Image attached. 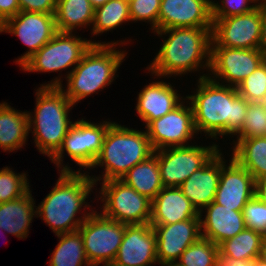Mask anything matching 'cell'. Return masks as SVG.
<instances>
[{
    "label": "cell",
    "mask_w": 266,
    "mask_h": 266,
    "mask_svg": "<svg viewBox=\"0 0 266 266\" xmlns=\"http://www.w3.org/2000/svg\"><path fill=\"white\" fill-rule=\"evenodd\" d=\"M199 218L201 237L217 245L246 228L243 211H235V208H227L214 201L199 212Z\"/></svg>",
    "instance_id": "21"
},
{
    "label": "cell",
    "mask_w": 266,
    "mask_h": 266,
    "mask_svg": "<svg viewBox=\"0 0 266 266\" xmlns=\"http://www.w3.org/2000/svg\"><path fill=\"white\" fill-rule=\"evenodd\" d=\"M26 173H17L10 166L0 168V203L20 198L30 190Z\"/></svg>",
    "instance_id": "33"
},
{
    "label": "cell",
    "mask_w": 266,
    "mask_h": 266,
    "mask_svg": "<svg viewBox=\"0 0 266 266\" xmlns=\"http://www.w3.org/2000/svg\"><path fill=\"white\" fill-rule=\"evenodd\" d=\"M192 94L186 95L198 134L215 141L234 137L241 131L249 102L236 87L220 84L209 77L196 80ZM220 138H219V137Z\"/></svg>",
    "instance_id": "1"
},
{
    "label": "cell",
    "mask_w": 266,
    "mask_h": 266,
    "mask_svg": "<svg viewBox=\"0 0 266 266\" xmlns=\"http://www.w3.org/2000/svg\"><path fill=\"white\" fill-rule=\"evenodd\" d=\"M151 226L156 235L158 265L176 263L181 254L201 237L199 217Z\"/></svg>",
    "instance_id": "17"
},
{
    "label": "cell",
    "mask_w": 266,
    "mask_h": 266,
    "mask_svg": "<svg viewBox=\"0 0 266 266\" xmlns=\"http://www.w3.org/2000/svg\"><path fill=\"white\" fill-rule=\"evenodd\" d=\"M126 224L94 211L85 219L78 231L82 235L84 250L91 266H100L115 260L125 233Z\"/></svg>",
    "instance_id": "11"
},
{
    "label": "cell",
    "mask_w": 266,
    "mask_h": 266,
    "mask_svg": "<svg viewBox=\"0 0 266 266\" xmlns=\"http://www.w3.org/2000/svg\"><path fill=\"white\" fill-rule=\"evenodd\" d=\"M261 8V40L260 49L266 54V0L259 3Z\"/></svg>",
    "instance_id": "42"
},
{
    "label": "cell",
    "mask_w": 266,
    "mask_h": 266,
    "mask_svg": "<svg viewBox=\"0 0 266 266\" xmlns=\"http://www.w3.org/2000/svg\"><path fill=\"white\" fill-rule=\"evenodd\" d=\"M131 22L129 3L126 0H109L106 4L94 9V20L91 26V37L113 32L123 24Z\"/></svg>",
    "instance_id": "30"
},
{
    "label": "cell",
    "mask_w": 266,
    "mask_h": 266,
    "mask_svg": "<svg viewBox=\"0 0 266 266\" xmlns=\"http://www.w3.org/2000/svg\"><path fill=\"white\" fill-rule=\"evenodd\" d=\"M32 190L20 198L0 203V228L5 234H11L18 239L29 236L31 223L36 215V199Z\"/></svg>",
    "instance_id": "24"
},
{
    "label": "cell",
    "mask_w": 266,
    "mask_h": 266,
    "mask_svg": "<svg viewBox=\"0 0 266 266\" xmlns=\"http://www.w3.org/2000/svg\"><path fill=\"white\" fill-rule=\"evenodd\" d=\"M248 102L266 103V60L236 87Z\"/></svg>",
    "instance_id": "34"
},
{
    "label": "cell",
    "mask_w": 266,
    "mask_h": 266,
    "mask_svg": "<svg viewBox=\"0 0 266 266\" xmlns=\"http://www.w3.org/2000/svg\"><path fill=\"white\" fill-rule=\"evenodd\" d=\"M20 12L18 0H0V27L11 17Z\"/></svg>",
    "instance_id": "40"
},
{
    "label": "cell",
    "mask_w": 266,
    "mask_h": 266,
    "mask_svg": "<svg viewBox=\"0 0 266 266\" xmlns=\"http://www.w3.org/2000/svg\"><path fill=\"white\" fill-rule=\"evenodd\" d=\"M120 47L118 44H93L68 75L66 84L60 85L75 107L81 100L108 88L119 77L117 71L128 54L127 49Z\"/></svg>",
    "instance_id": "5"
},
{
    "label": "cell",
    "mask_w": 266,
    "mask_h": 266,
    "mask_svg": "<svg viewBox=\"0 0 266 266\" xmlns=\"http://www.w3.org/2000/svg\"><path fill=\"white\" fill-rule=\"evenodd\" d=\"M222 152L220 180L214 202L243 211L245 204L254 196L255 180L232 157L226 160Z\"/></svg>",
    "instance_id": "16"
},
{
    "label": "cell",
    "mask_w": 266,
    "mask_h": 266,
    "mask_svg": "<svg viewBox=\"0 0 266 266\" xmlns=\"http://www.w3.org/2000/svg\"><path fill=\"white\" fill-rule=\"evenodd\" d=\"M218 245L211 240L200 237L191 244L180 256V266H215Z\"/></svg>",
    "instance_id": "32"
},
{
    "label": "cell",
    "mask_w": 266,
    "mask_h": 266,
    "mask_svg": "<svg viewBox=\"0 0 266 266\" xmlns=\"http://www.w3.org/2000/svg\"><path fill=\"white\" fill-rule=\"evenodd\" d=\"M212 20L211 47L260 49V6L245 14Z\"/></svg>",
    "instance_id": "15"
},
{
    "label": "cell",
    "mask_w": 266,
    "mask_h": 266,
    "mask_svg": "<svg viewBox=\"0 0 266 266\" xmlns=\"http://www.w3.org/2000/svg\"><path fill=\"white\" fill-rule=\"evenodd\" d=\"M103 266H125V265H120L114 261H111V262H108V263H105V264H102Z\"/></svg>",
    "instance_id": "46"
},
{
    "label": "cell",
    "mask_w": 266,
    "mask_h": 266,
    "mask_svg": "<svg viewBox=\"0 0 266 266\" xmlns=\"http://www.w3.org/2000/svg\"><path fill=\"white\" fill-rule=\"evenodd\" d=\"M28 114L0 102V148L3 152H17L28 142Z\"/></svg>",
    "instance_id": "25"
},
{
    "label": "cell",
    "mask_w": 266,
    "mask_h": 266,
    "mask_svg": "<svg viewBox=\"0 0 266 266\" xmlns=\"http://www.w3.org/2000/svg\"><path fill=\"white\" fill-rule=\"evenodd\" d=\"M20 11L54 14L56 0H18Z\"/></svg>",
    "instance_id": "39"
},
{
    "label": "cell",
    "mask_w": 266,
    "mask_h": 266,
    "mask_svg": "<svg viewBox=\"0 0 266 266\" xmlns=\"http://www.w3.org/2000/svg\"><path fill=\"white\" fill-rule=\"evenodd\" d=\"M255 260L235 259L218 252L215 266H253Z\"/></svg>",
    "instance_id": "41"
},
{
    "label": "cell",
    "mask_w": 266,
    "mask_h": 266,
    "mask_svg": "<svg viewBox=\"0 0 266 266\" xmlns=\"http://www.w3.org/2000/svg\"><path fill=\"white\" fill-rule=\"evenodd\" d=\"M212 6L205 0H161L158 30L212 28Z\"/></svg>",
    "instance_id": "20"
},
{
    "label": "cell",
    "mask_w": 266,
    "mask_h": 266,
    "mask_svg": "<svg viewBox=\"0 0 266 266\" xmlns=\"http://www.w3.org/2000/svg\"><path fill=\"white\" fill-rule=\"evenodd\" d=\"M54 16L58 32L77 33L82 28L90 30L94 8L89 0H56Z\"/></svg>",
    "instance_id": "26"
},
{
    "label": "cell",
    "mask_w": 266,
    "mask_h": 266,
    "mask_svg": "<svg viewBox=\"0 0 266 266\" xmlns=\"http://www.w3.org/2000/svg\"><path fill=\"white\" fill-rule=\"evenodd\" d=\"M266 237L258 231L245 228L239 234L218 245L221 254L235 259L255 260Z\"/></svg>",
    "instance_id": "31"
},
{
    "label": "cell",
    "mask_w": 266,
    "mask_h": 266,
    "mask_svg": "<svg viewBox=\"0 0 266 266\" xmlns=\"http://www.w3.org/2000/svg\"><path fill=\"white\" fill-rule=\"evenodd\" d=\"M120 180L151 201L164 187L161 182L158 159L154 154L133 166Z\"/></svg>",
    "instance_id": "28"
},
{
    "label": "cell",
    "mask_w": 266,
    "mask_h": 266,
    "mask_svg": "<svg viewBox=\"0 0 266 266\" xmlns=\"http://www.w3.org/2000/svg\"><path fill=\"white\" fill-rule=\"evenodd\" d=\"M161 0H134L129 3L131 23L150 24V31H158Z\"/></svg>",
    "instance_id": "36"
},
{
    "label": "cell",
    "mask_w": 266,
    "mask_h": 266,
    "mask_svg": "<svg viewBox=\"0 0 266 266\" xmlns=\"http://www.w3.org/2000/svg\"><path fill=\"white\" fill-rule=\"evenodd\" d=\"M243 217L246 228L261 232L266 237V204L255 195L245 204Z\"/></svg>",
    "instance_id": "38"
},
{
    "label": "cell",
    "mask_w": 266,
    "mask_h": 266,
    "mask_svg": "<svg viewBox=\"0 0 266 266\" xmlns=\"http://www.w3.org/2000/svg\"><path fill=\"white\" fill-rule=\"evenodd\" d=\"M132 39L116 41H97L92 38L87 39L76 33L57 32L54 37L41 47L30 59H28L20 69L30 73H51L59 72L58 77L53 78L48 83L40 84V87H60L63 80L68 77L74 67L82 60L84 54L93 44H118L127 46ZM71 68V69H70ZM70 69V70H69ZM67 71L64 76L62 71ZM61 73V74H60Z\"/></svg>",
    "instance_id": "7"
},
{
    "label": "cell",
    "mask_w": 266,
    "mask_h": 266,
    "mask_svg": "<svg viewBox=\"0 0 266 266\" xmlns=\"http://www.w3.org/2000/svg\"><path fill=\"white\" fill-rule=\"evenodd\" d=\"M152 76H154L152 77L154 81H150L149 84L143 86L137 95L135 105L136 114L145 127L152 120L159 119L172 111L186 98V96H182L180 91L175 89L176 86L172 85L173 83L163 80V77ZM155 79L158 80L155 81Z\"/></svg>",
    "instance_id": "19"
},
{
    "label": "cell",
    "mask_w": 266,
    "mask_h": 266,
    "mask_svg": "<svg viewBox=\"0 0 266 266\" xmlns=\"http://www.w3.org/2000/svg\"><path fill=\"white\" fill-rule=\"evenodd\" d=\"M94 9L106 4L109 0H89Z\"/></svg>",
    "instance_id": "45"
},
{
    "label": "cell",
    "mask_w": 266,
    "mask_h": 266,
    "mask_svg": "<svg viewBox=\"0 0 266 266\" xmlns=\"http://www.w3.org/2000/svg\"><path fill=\"white\" fill-rule=\"evenodd\" d=\"M100 184L95 201L100 200L101 213L126 225L150 223L151 200L120 179ZM102 202V205H101Z\"/></svg>",
    "instance_id": "9"
},
{
    "label": "cell",
    "mask_w": 266,
    "mask_h": 266,
    "mask_svg": "<svg viewBox=\"0 0 266 266\" xmlns=\"http://www.w3.org/2000/svg\"><path fill=\"white\" fill-rule=\"evenodd\" d=\"M265 60L266 54L261 49L211 47L208 77L220 84L237 87Z\"/></svg>",
    "instance_id": "13"
},
{
    "label": "cell",
    "mask_w": 266,
    "mask_h": 266,
    "mask_svg": "<svg viewBox=\"0 0 266 266\" xmlns=\"http://www.w3.org/2000/svg\"><path fill=\"white\" fill-rule=\"evenodd\" d=\"M266 125V103L249 102L246 117L241 131L235 136L233 141L242 138L264 136Z\"/></svg>",
    "instance_id": "35"
},
{
    "label": "cell",
    "mask_w": 266,
    "mask_h": 266,
    "mask_svg": "<svg viewBox=\"0 0 266 266\" xmlns=\"http://www.w3.org/2000/svg\"><path fill=\"white\" fill-rule=\"evenodd\" d=\"M230 156L254 178L266 177V137L242 138L232 141Z\"/></svg>",
    "instance_id": "27"
},
{
    "label": "cell",
    "mask_w": 266,
    "mask_h": 266,
    "mask_svg": "<svg viewBox=\"0 0 266 266\" xmlns=\"http://www.w3.org/2000/svg\"><path fill=\"white\" fill-rule=\"evenodd\" d=\"M258 259L266 264V238L263 241L261 251L259 252Z\"/></svg>",
    "instance_id": "44"
},
{
    "label": "cell",
    "mask_w": 266,
    "mask_h": 266,
    "mask_svg": "<svg viewBox=\"0 0 266 266\" xmlns=\"http://www.w3.org/2000/svg\"><path fill=\"white\" fill-rule=\"evenodd\" d=\"M144 129L154 151L190 145L198 135L193 110L186 98L172 111L152 120Z\"/></svg>",
    "instance_id": "12"
},
{
    "label": "cell",
    "mask_w": 266,
    "mask_h": 266,
    "mask_svg": "<svg viewBox=\"0 0 266 266\" xmlns=\"http://www.w3.org/2000/svg\"><path fill=\"white\" fill-rule=\"evenodd\" d=\"M59 239L51 253L49 266H91L87 260L79 231L56 234Z\"/></svg>",
    "instance_id": "29"
},
{
    "label": "cell",
    "mask_w": 266,
    "mask_h": 266,
    "mask_svg": "<svg viewBox=\"0 0 266 266\" xmlns=\"http://www.w3.org/2000/svg\"><path fill=\"white\" fill-rule=\"evenodd\" d=\"M58 173L55 186L36 206V218L40 217L55 235L78 231L96 208L89 204L88 198L91 199L89 196L94 192L93 189L98 190L90 177V172L83 170Z\"/></svg>",
    "instance_id": "3"
},
{
    "label": "cell",
    "mask_w": 266,
    "mask_h": 266,
    "mask_svg": "<svg viewBox=\"0 0 266 266\" xmlns=\"http://www.w3.org/2000/svg\"><path fill=\"white\" fill-rule=\"evenodd\" d=\"M114 262L125 266H155L156 235L150 223L125 226L122 243Z\"/></svg>",
    "instance_id": "18"
},
{
    "label": "cell",
    "mask_w": 266,
    "mask_h": 266,
    "mask_svg": "<svg viewBox=\"0 0 266 266\" xmlns=\"http://www.w3.org/2000/svg\"><path fill=\"white\" fill-rule=\"evenodd\" d=\"M153 153L146 130L133 129L114 121L108 127L101 151L90 168L95 170L100 167L103 171L99 176L90 177L96 186L100 181L121 179L133 166L147 160Z\"/></svg>",
    "instance_id": "6"
},
{
    "label": "cell",
    "mask_w": 266,
    "mask_h": 266,
    "mask_svg": "<svg viewBox=\"0 0 266 266\" xmlns=\"http://www.w3.org/2000/svg\"><path fill=\"white\" fill-rule=\"evenodd\" d=\"M211 30L212 28L178 27L152 32L162 38V43L146 67L147 73L164 79H176L192 72L199 73V79L208 77Z\"/></svg>",
    "instance_id": "2"
},
{
    "label": "cell",
    "mask_w": 266,
    "mask_h": 266,
    "mask_svg": "<svg viewBox=\"0 0 266 266\" xmlns=\"http://www.w3.org/2000/svg\"><path fill=\"white\" fill-rule=\"evenodd\" d=\"M220 1V2H219ZM212 6V19L226 18L251 12L261 0H219Z\"/></svg>",
    "instance_id": "37"
},
{
    "label": "cell",
    "mask_w": 266,
    "mask_h": 266,
    "mask_svg": "<svg viewBox=\"0 0 266 266\" xmlns=\"http://www.w3.org/2000/svg\"><path fill=\"white\" fill-rule=\"evenodd\" d=\"M54 14L20 11L6 20L0 33L17 36L28 50L13 61L21 67L57 33Z\"/></svg>",
    "instance_id": "14"
},
{
    "label": "cell",
    "mask_w": 266,
    "mask_h": 266,
    "mask_svg": "<svg viewBox=\"0 0 266 266\" xmlns=\"http://www.w3.org/2000/svg\"><path fill=\"white\" fill-rule=\"evenodd\" d=\"M161 266H180L177 262L176 263H168Z\"/></svg>",
    "instance_id": "48"
},
{
    "label": "cell",
    "mask_w": 266,
    "mask_h": 266,
    "mask_svg": "<svg viewBox=\"0 0 266 266\" xmlns=\"http://www.w3.org/2000/svg\"><path fill=\"white\" fill-rule=\"evenodd\" d=\"M199 217L179 187H163L151 201L150 225H167Z\"/></svg>",
    "instance_id": "23"
},
{
    "label": "cell",
    "mask_w": 266,
    "mask_h": 266,
    "mask_svg": "<svg viewBox=\"0 0 266 266\" xmlns=\"http://www.w3.org/2000/svg\"><path fill=\"white\" fill-rule=\"evenodd\" d=\"M194 140L187 146L155 150L158 159L161 182L164 187H179L196 170L203 167L220 149L218 142L207 146ZM196 143V144H195Z\"/></svg>",
    "instance_id": "10"
},
{
    "label": "cell",
    "mask_w": 266,
    "mask_h": 266,
    "mask_svg": "<svg viewBox=\"0 0 266 266\" xmlns=\"http://www.w3.org/2000/svg\"><path fill=\"white\" fill-rule=\"evenodd\" d=\"M34 93V112L27 111L29 133L37 151L49 160L74 123L70 117L74 105L59 87H38Z\"/></svg>",
    "instance_id": "4"
},
{
    "label": "cell",
    "mask_w": 266,
    "mask_h": 266,
    "mask_svg": "<svg viewBox=\"0 0 266 266\" xmlns=\"http://www.w3.org/2000/svg\"><path fill=\"white\" fill-rule=\"evenodd\" d=\"M209 5L213 6L217 0H205Z\"/></svg>",
    "instance_id": "49"
},
{
    "label": "cell",
    "mask_w": 266,
    "mask_h": 266,
    "mask_svg": "<svg viewBox=\"0 0 266 266\" xmlns=\"http://www.w3.org/2000/svg\"><path fill=\"white\" fill-rule=\"evenodd\" d=\"M254 195L266 204V177L255 180Z\"/></svg>",
    "instance_id": "43"
},
{
    "label": "cell",
    "mask_w": 266,
    "mask_h": 266,
    "mask_svg": "<svg viewBox=\"0 0 266 266\" xmlns=\"http://www.w3.org/2000/svg\"><path fill=\"white\" fill-rule=\"evenodd\" d=\"M253 266H266L265 263L261 262L258 258L255 259Z\"/></svg>",
    "instance_id": "47"
},
{
    "label": "cell",
    "mask_w": 266,
    "mask_h": 266,
    "mask_svg": "<svg viewBox=\"0 0 266 266\" xmlns=\"http://www.w3.org/2000/svg\"><path fill=\"white\" fill-rule=\"evenodd\" d=\"M221 150L224 149H220L179 186L198 212L215 200L221 173Z\"/></svg>",
    "instance_id": "22"
},
{
    "label": "cell",
    "mask_w": 266,
    "mask_h": 266,
    "mask_svg": "<svg viewBox=\"0 0 266 266\" xmlns=\"http://www.w3.org/2000/svg\"><path fill=\"white\" fill-rule=\"evenodd\" d=\"M113 122L110 119L102 120L99 123L85 120L84 117L77 119L64 137L61 148L50 159L51 163L55 164L59 172H77V169H72L73 167L66 162L64 164V157L68 155V158L70 157L71 161L79 166L78 172L83 169H86L85 172L90 171L101 151L108 127Z\"/></svg>",
    "instance_id": "8"
}]
</instances>
